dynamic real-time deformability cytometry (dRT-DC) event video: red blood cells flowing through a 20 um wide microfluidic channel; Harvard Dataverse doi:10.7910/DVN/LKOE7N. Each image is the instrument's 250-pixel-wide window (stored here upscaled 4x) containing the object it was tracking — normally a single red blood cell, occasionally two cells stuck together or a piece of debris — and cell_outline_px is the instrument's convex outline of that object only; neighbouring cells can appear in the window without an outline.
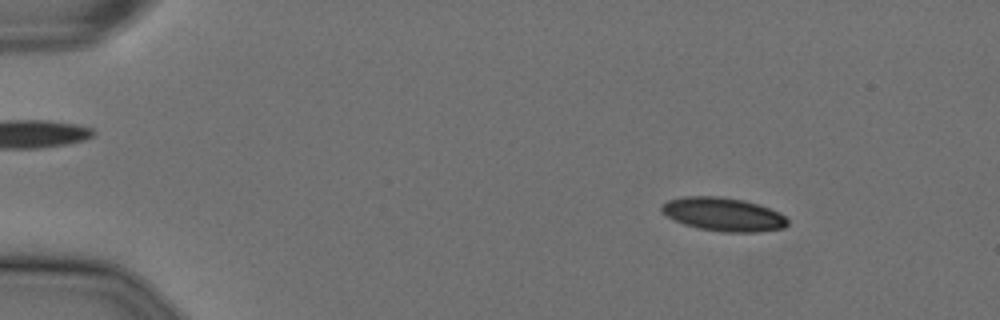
{"species": "Egyptian fruit bat (a non-hibernating species)", "species_latin": "Rousettus aegyptiacus", "temperature_condition": "cold", "stored_images_in_passage": 57, "camera_frame_rate_fps": 3000, "um_per_image_px": 0.085, "animal": {"sex": "female"}, "frame": {"image": 1, "passage_image": 8, "time_ms": 2.333, "image_size_px": [1000, 320], "cell_outline_px": [[788, 224], [784, 228], [756, 232], [724, 232], [700, 228], [684, 224], [668, 216], [660, 208], [660, 204], [668, 200], [684, 196], [720, 196], [744, 200], [760, 204], [780, 212], [788, 220]], "centroid_in_image_um": [61.51, 18.2], "position_along_channel_um": 23.5, "area_um2": 24.62}}
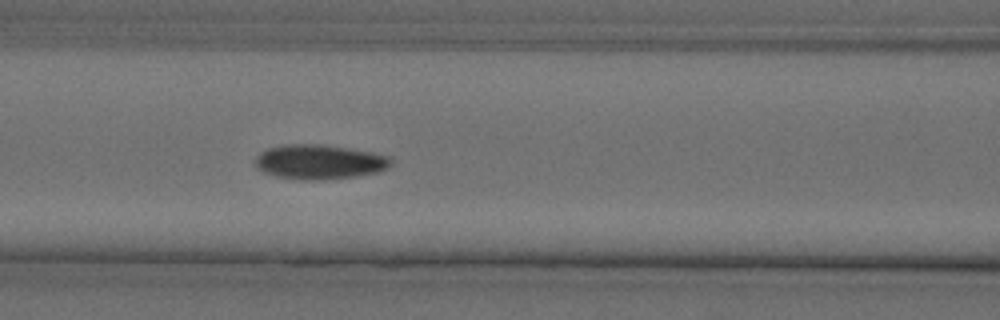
{"frame": {"image": 2, "passage_image": 25, "time_ms": 8.0, "image_size_px": [1000, 320], "cell_outline_px": [[392, 164], [388, 168], [376, 172], [356, 176], [316, 180], [304, 180], [276, 176], [264, 172], [256, 168], [256, 156], [264, 148], [284, 144], [320, 144], [348, 148], [372, 152], [392, 156]], "centroid_in_image_um": [27.14, 13.74], "position_along_channel_um": 139.5, "area_um2": 27.51}}
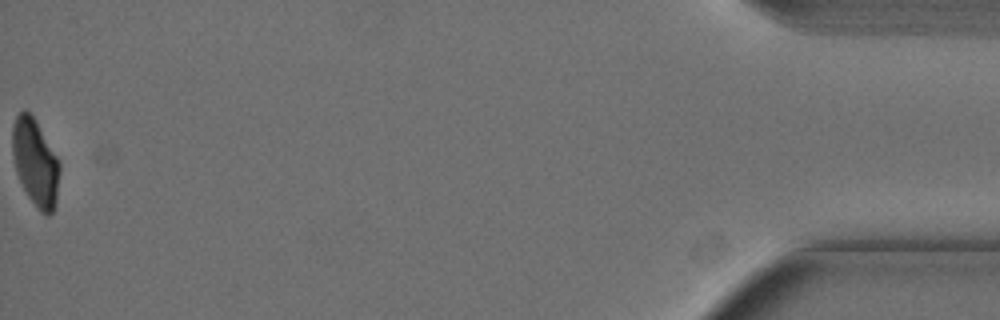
{"frame": {"image": 3, "passage_image": 57, "time_ms": 18.667, "image_size_px": [1000, 320], "cell_outline_px": [[60, 172], [56, 204], [52, 212], [48, 216], [40, 212], [28, 196], [16, 172], [12, 152], [12, 124], [16, 116], [24, 108], [36, 120], [56, 156], [60, 164]], "centroid_in_image_um": [3.0, 13.81], "position_along_channel_um": 432.2, "area_um2": 23.93}, "authors_computed_cell_mechanics": {"area_um2": 25.721, "velocity_mm_per_s": 3.6127, "shape_relaxation_time_tau1_ms": 6.8285, "shape_relaxation_time_tau2_ms": 3.0894, "deformation_change_tau1": 0.187, "deformation_change_tau2": 0.0772}}